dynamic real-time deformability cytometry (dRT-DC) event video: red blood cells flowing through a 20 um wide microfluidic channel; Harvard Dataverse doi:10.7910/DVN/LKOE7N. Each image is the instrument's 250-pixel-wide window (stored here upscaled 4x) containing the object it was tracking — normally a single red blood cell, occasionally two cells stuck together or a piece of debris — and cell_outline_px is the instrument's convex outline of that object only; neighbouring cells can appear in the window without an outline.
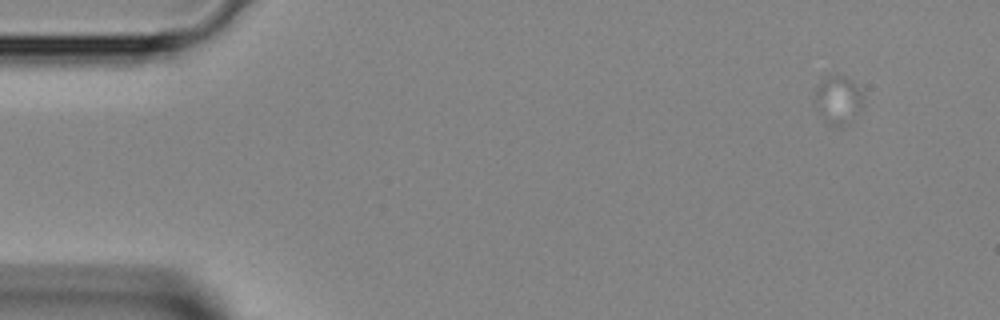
{"species": "Egyptian fruit bat (a non-hibernating species)", "species_latin": "Rousettus aegyptiacus", "temperature_condition": "room temperature", "stored_images_in_passage": 7, "segment_of_instrument_passage": [1, 2], "camera_frame_rate_fps": 3000, "um_per_image_px": 0.085, "animal": {"sex": "female"}, "frame": {"image": 1, "passage_image": 1, "time_ms": 0.0, "image_size_px": [1000, 320], "cell_outline_px": [[860, 108], [852, 120], [840, 124], [828, 124], [824, 120], [812, 100], [816, 88], [820, 80], [828, 76], [844, 76], [860, 92]], "centroid_in_image_um": [71.13, 8.48], "position_along_channel_um": 13.9, "area_um2": 12.83}}